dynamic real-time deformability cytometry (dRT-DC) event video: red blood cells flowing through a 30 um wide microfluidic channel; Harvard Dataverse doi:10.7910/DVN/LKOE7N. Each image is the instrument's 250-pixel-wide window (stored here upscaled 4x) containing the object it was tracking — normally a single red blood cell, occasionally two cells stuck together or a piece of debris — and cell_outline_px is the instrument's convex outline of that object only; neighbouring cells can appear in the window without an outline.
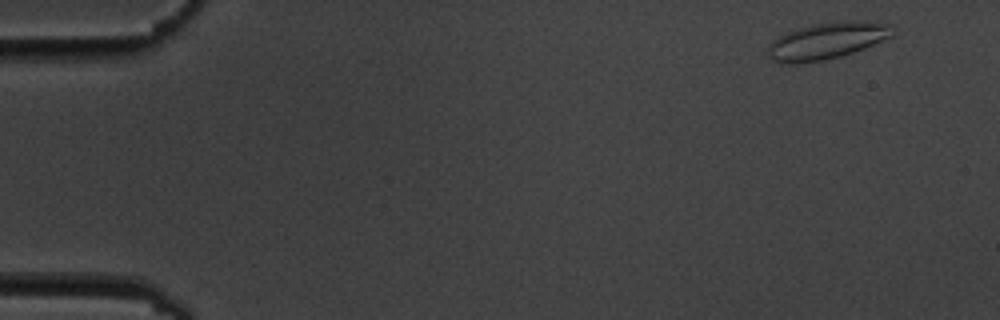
{"species": "common noctule bat (a hibernating species)", "species_latin": "Nyctalus noctula", "temperature_condition": "cold", "stored_images_in_passage": 7, "camera_frame_rate_fps": 3000, "um_per_image_px": 0.085, "animal": {"sex": "male", "body_mass_g": 19.5, "forearm_length_mm": 54.6}, "frame": {"image": 1, "passage_image": 1, "time_ms": 0.0, "image_size_px": [1000, 320], "cell_outline_px": [[896, 28], [892, 36], [864, 48], [840, 56], [820, 60], [796, 64], [780, 64], [772, 60], [768, 56], [768, 44], [772, 40], [788, 32], [812, 24], [844, 20], [876, 20], [892, 24]], "centroid_in_image_um": [70.34, 3.44], "position_along_channel_um": 14.7, "area_um2": 26.99}}
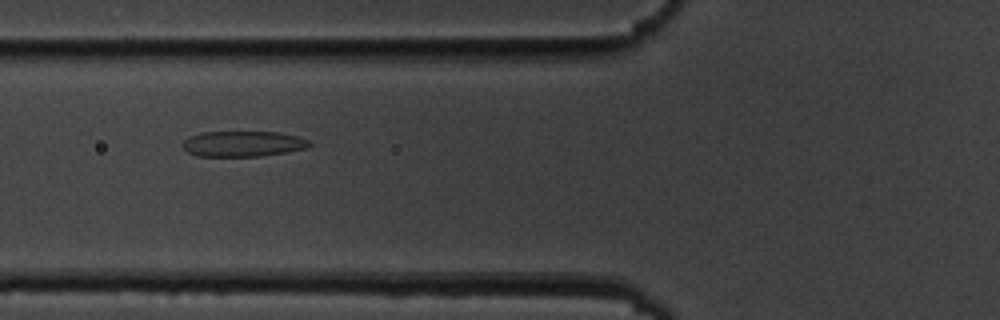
{"frame": {"image": 2, "passage_image": 6, "time_ms": 6.0, "image_size_px": [1000, 320], "cell_outline_px": [[312, 144], [308, 148], [288, 152], [260, 156], [196, 156], [188, 152], [184, 148], [184, 140], [188, 136], [200, 132], [280, 132], [296, 136], [308, 140]], "centroid_in_image_um": [20.66, 12.22], "position_along_channel_um": 105.1, "area_um2": 18.96}}
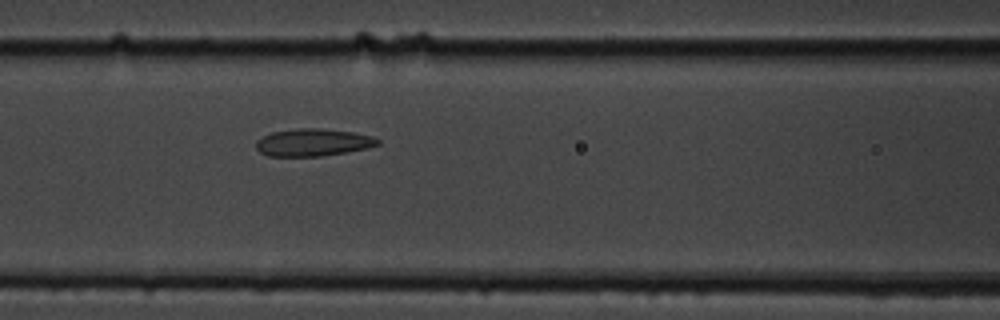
{"frame": {"image": 3, "passage_image": 7, "time_ms": 7.0, "image_size_px": [1000, 320], "cell_outline_px": [[380, 144], [368, 148], [320, 156], [268, 156], [260, 152], [256, 148], [256, 140], [272, 132], [296, 128], [320, 128], [352, 132], [372, 136], [380, 140]], "centroid_in_image_um": [26.6, 12.1], "position_along_channel_um": 140.0, "area_um2": 19.36}}